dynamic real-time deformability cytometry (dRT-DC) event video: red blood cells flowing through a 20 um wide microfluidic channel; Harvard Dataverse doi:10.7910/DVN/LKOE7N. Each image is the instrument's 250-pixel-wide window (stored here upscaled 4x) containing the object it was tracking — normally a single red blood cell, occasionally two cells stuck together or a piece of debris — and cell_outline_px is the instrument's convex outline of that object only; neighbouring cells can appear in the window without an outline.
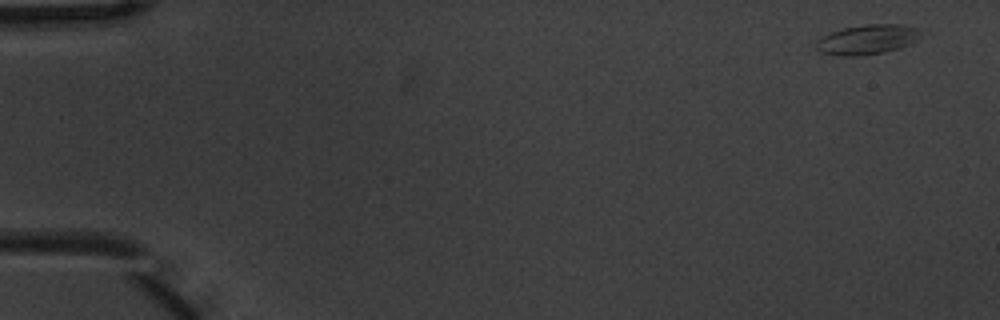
{"species": "common noctule bat (a hibernating species)", "species_latin": "Nyctalus noctula", "temperature_condition": "warm", "stored_images_in_passage": 5, "camera_frame_rate_fps": 3000, "um_per_image_px": 0.085, "animal": {"sex": "male", "body_mass_g": 20.1, "forearm_length_mm": 53.5}, "frame": {"image": 1, "passage_image": 1, "time_ms": 0.0, "image_size_px": [1000, 320], "cell_outline_px": [[928, 32], [916, 40], [900, 48], [884, 52], [860, 56], [840, 56], [820, 52], [812, 44], [816, 40], [832, 32], [844, 28], [868, 24], [904, 24]], "centroid_in_image_um": [73.76, 3.36], "position_along_channel_um": 11.2, "area_um2": 18.44}}